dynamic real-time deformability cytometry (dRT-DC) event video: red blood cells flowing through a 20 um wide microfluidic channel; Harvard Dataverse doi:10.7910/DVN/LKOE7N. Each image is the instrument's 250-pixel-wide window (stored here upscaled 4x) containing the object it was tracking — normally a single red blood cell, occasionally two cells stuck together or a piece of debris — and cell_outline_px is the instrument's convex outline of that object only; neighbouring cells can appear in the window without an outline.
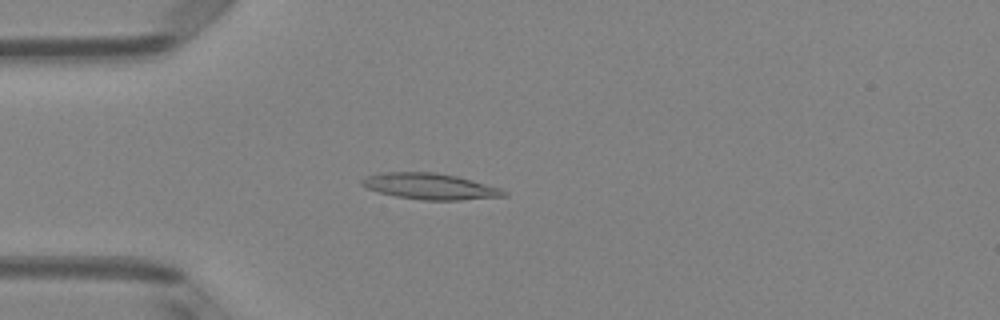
{"species": "Egyptian fruit bat (a non-hibernating species)", "species_latin": "Rousettus aegyptiacus", "temperature_condition": "room temperature", "stored_images_in_passage": 49, "camera_frame_rate_fps": 3000, "um_per_image_px": 0.085, "animal": {"sex": "female"}, "frame": {"image": 1, "passage_image": 13, "time_ms": 4.0, "image_size_px": [1000, 320], "cell_outline_px": [[508, 196], [460, 200], [424, 200], [396, 196], [380, 192], [368, 188], [360, 184], [360, 180], [364, 176], [380, 172], [436, 172], [456, 176], [500, 188], [508, 192]], "centroid_in_image_um": [36.53, 15.83], "position_along_channel_um": 48.5, "area_um2": 21.56}}
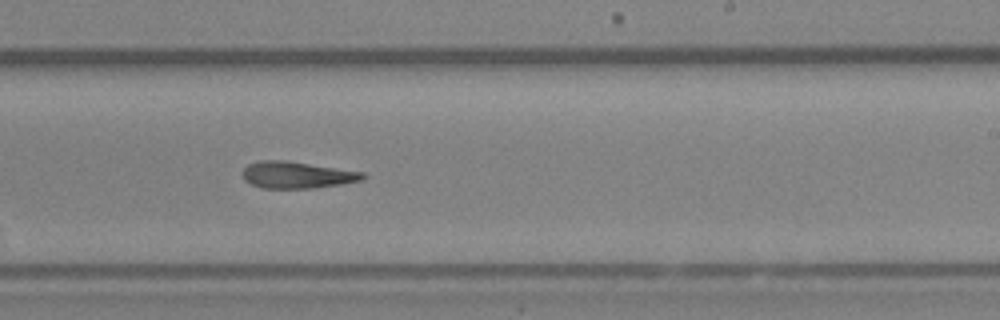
{"frame": {"image": 2, "passage_image": 30, "time_ms": 9.667, "image_size_px": [1000, 320], "cell_outline_px": [[368, 176], [360, 180], [340, 184], [312, 188], [264, 188], [252, 184], [244, 180], [244, 168], [248, 164], [260, 160], [284, 160], [364, 172]], "centroid_in_image_um": [25.24, 14.86], "position_along_channel_um": 263.8, "area_um2": 18.5}}
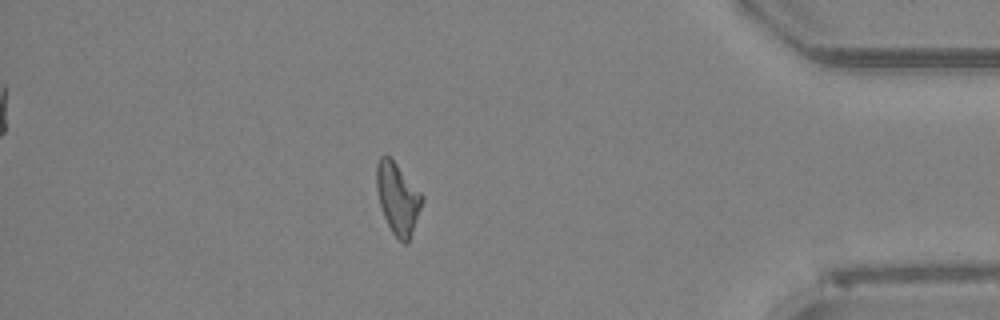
{"frame": {"image": 3, "passage_image": 43, "time_ms": 14.0, "image_size_px": [1000, 320], "cell_outline_px": [[424, 200], [408, 244], [404, 244], [392, 232], [384, 216], [380, 204], [376, 188], [376, 164], [380, 156], [388, 156], [396, 164], [424, 196]], "centroid_in_image_um": [33.81, 16.88], "position_along_channel_um": 401.4, "area_um2": 18.73}, "authors_computed_cell_mechanics": {"area_um2": 19.1896, "velocity_mm_per_s": 4.0462, "shape_relaxation_time_tau1_ms": 6.8696, "shape_relaxation_time_tau2_ms": 10.2681, "deformation_change_tau1": 0.2358, "deformation_change_tau2": 0.2961}}